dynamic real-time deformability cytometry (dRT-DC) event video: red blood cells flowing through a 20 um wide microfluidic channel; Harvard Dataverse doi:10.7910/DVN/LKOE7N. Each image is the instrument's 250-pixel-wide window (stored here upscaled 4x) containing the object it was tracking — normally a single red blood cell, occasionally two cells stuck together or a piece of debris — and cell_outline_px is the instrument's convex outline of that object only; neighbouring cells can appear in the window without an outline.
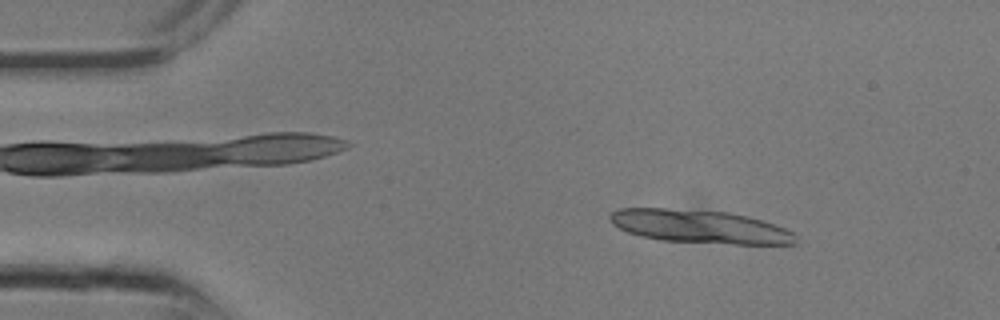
{"species": "common noctule bat (a hibernating species)", "species_latin": "Nyctalus noctula", "temperature_condition": "room temperature", "stored_images_in_passage": 9, "segment_of_instrument_passage": [1, 2], "camera_frame_rate_fps": 3000, "um_per_image_px": 0.085, "animal": {"sex": "male", "body_mass_g": 13.3}, "frame": {"image": 1, "passage_image": 3, "time_ms": 0.667, "image_size_px": [1000, 320], "cell_outline_px": [[796, 244], [732, 244], [660, 240], [640, 236], [628, 232], [612, 224], [608, 220], [608, 216], [616, 208], [664, 208], [728, 212], [748, 216], [784, 228], [792, 232], [796, 236]], "centroid_in_image_um": [59.43, 19.25], "position_along_channel_um": 25.6, "area_um2": 35.95}}